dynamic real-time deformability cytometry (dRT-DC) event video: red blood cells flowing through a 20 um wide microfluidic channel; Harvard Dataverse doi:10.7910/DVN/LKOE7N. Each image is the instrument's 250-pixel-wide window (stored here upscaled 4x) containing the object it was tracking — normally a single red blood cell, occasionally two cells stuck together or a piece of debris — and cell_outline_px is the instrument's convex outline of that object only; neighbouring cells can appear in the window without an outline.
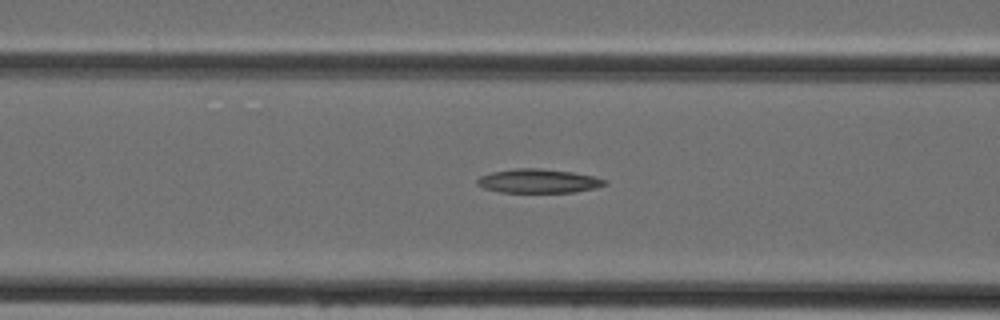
{"species": "Egyptian fruit bat (a non-hibernating species)", "species_latin": "Rousettus aegyptiacus", "temperature_condition": "cold", "stored_images_in_passage": 35, "camera_frame_rate_fps": 3000, "um_per_image_px": 0.085, "animal": {"sex": "female"}, "frame": {"image": 1, "passage_image": 7, "time_ms": 2.0, "image_size_px": [1000, 320], "cell_outline_px": [[608, 184], [596, 188], [572, 192], [500, 192], [484, 188], [476, 184], [476, 180], [480, 176], [492, 172], [516, 168], [540, 168], [572, 172], [592, 176], [608, 180]], "centroid_in_image_um": [45.77, 15.38], "position_along_channel_um": 120.8, "area_um2": 17.8}}
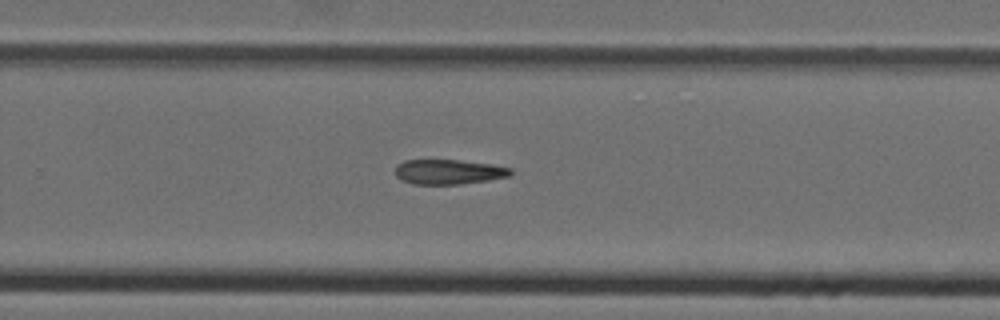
{"frame": {"image": 2, "passage_image": 19, "time_ms": 6.0, "image_size_px": [1000, 320], "cell_outline_px": [[512, 176], [488, 180], [460, 184], [412, 184], [400, 180], [396, 176], [396, 164], [404, 160], [460, 160], [492, 164], [512, 168]], "centroid_in_image_um": [38.14, 14.6], "position_along_channel_um": 291.7, "area_um2": 16.88}}
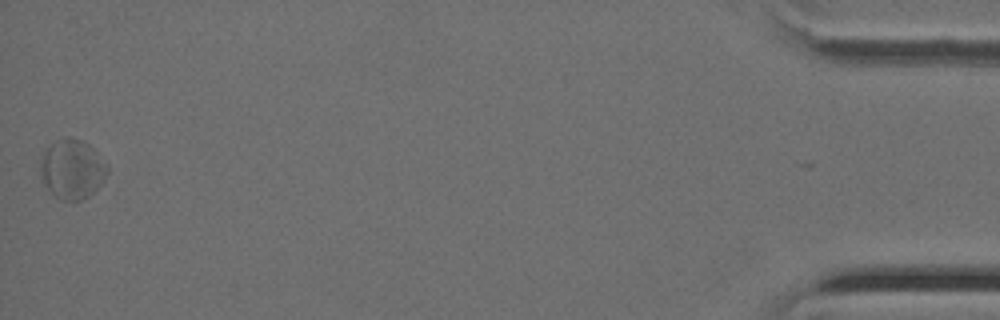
{"frame": {"image": 3, "passage_image": 35, "time_ms": 11.333, "image_size_px": [1000, 320], "cell_outline_px": [[108, 172], [104, 180], [84, 200], [60, 200], [44, 184], [40, 168], [40, 160], [48, 148], [56, 140], [64, 136], [68, 136], [80, 140], [88, 144], [108, 164]], "centroid_in_image_um": [6.15, 14.37], "position_along_channel_um": 429.1, "area_um2": 22.95}}